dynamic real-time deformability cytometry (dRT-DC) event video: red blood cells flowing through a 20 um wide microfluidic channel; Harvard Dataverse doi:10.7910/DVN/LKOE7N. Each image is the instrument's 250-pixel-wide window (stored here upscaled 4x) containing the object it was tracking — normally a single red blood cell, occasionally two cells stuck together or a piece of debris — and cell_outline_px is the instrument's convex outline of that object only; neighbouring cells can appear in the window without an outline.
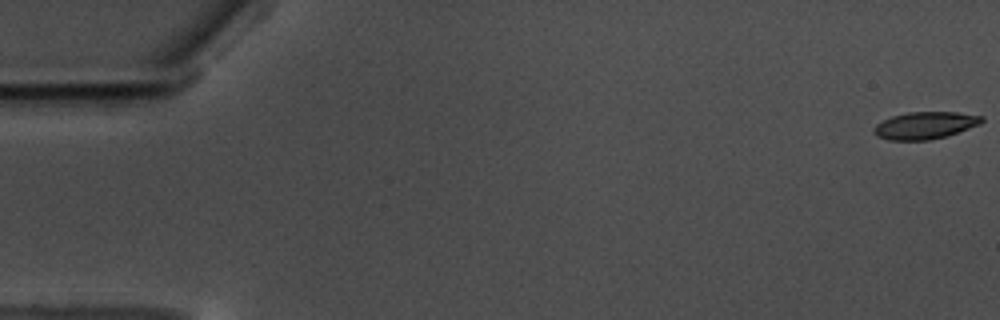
{"species": "common noctule bat (a hibernating species)", "species_latin": "Nyctalus noctula", "temperature_condition": "warm", "stored_images_in_passage": 59, "camera_frame_rate_fps": 3000, "um_per_image_px": 0.085, "animal": {"sex": "male", "body_mass_g": 17.5, "forearm_length_mm": 52.3}, "frame": {"image": 1, "passage_image": 1, "time_ms": 0.0, "image_size_px": [1000, 320], "cell_outline_px": [[984, 120], [980, 124], [948, 136], [928, 140], [888, 140], [876, 136], [872, 132], [872, 128], [876, 124], [892, 116], [908, 112], [956, 112], [984, 116]], "centroid_in_image_um": [78.62, 10.66], "position_along_channel_um": 6.4, "area_um2": 17.22}}
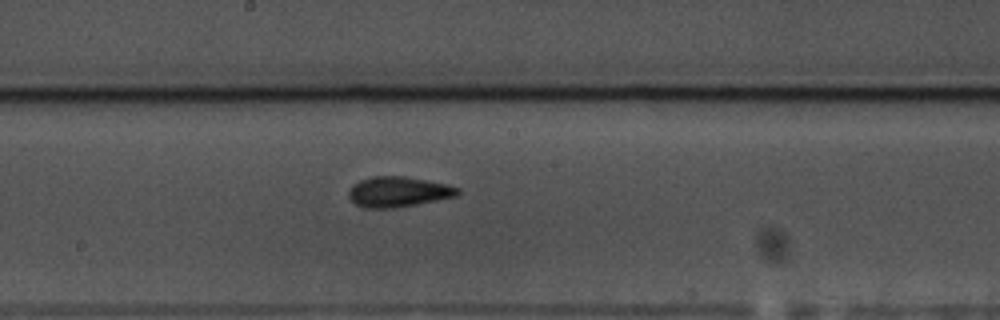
{"frame": {"image": 2, "passage_image": 32, "time_ms": 10.333, "image_size_px": [1000, 320], "cell_outline_px": [[460, 192], [456, 196], [396, 208], [364, 208], [356, 204], [348, 196], [348, 192], [352, 184], [360, 180], [372, 176], [404, 176], [448, 184], [460, 188]], "centroid_in_image_um": [33.84, 16.3], "position_along_channel_um": 214.4, "area_um2": 19.31}}
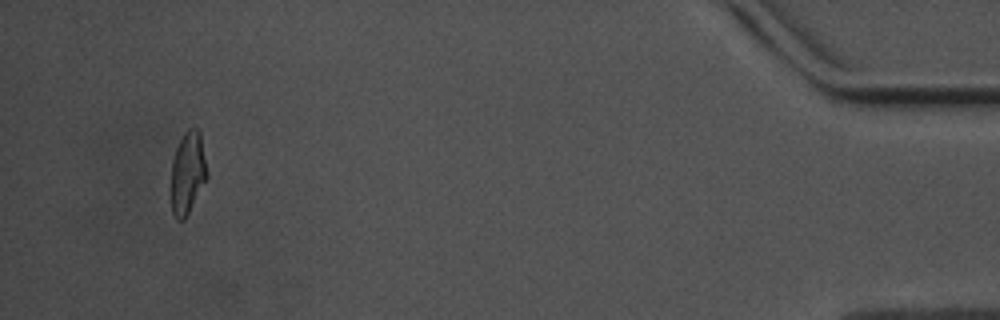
{"frame": {"image": 3, "passage_image": 56, "time_ms": 18.333, "image_size_px": [1000, 320], "cell_outline_px": [[208, 176], [184, 220], [176, 220], [172, 212], [172, 160], [176, 148], [184, 132], [188, 128], [200, 128]], "centroid_in_image_um": [15.96, 14.65], "position_along_channel_um": 419.2, "area_um2": 17.11}, "authors_computed_cell_mechanics": {"area_um2": 17.8024, "velocity_mm_per_s": 3.507, "shape_relaxation_time_tau1_ms": 4.5824, "shape_relaxation_time_tau2_ms": 2.0976, "deformation_change_tau1": 0.1663, "deformation_change_tau2": 0.0887}}